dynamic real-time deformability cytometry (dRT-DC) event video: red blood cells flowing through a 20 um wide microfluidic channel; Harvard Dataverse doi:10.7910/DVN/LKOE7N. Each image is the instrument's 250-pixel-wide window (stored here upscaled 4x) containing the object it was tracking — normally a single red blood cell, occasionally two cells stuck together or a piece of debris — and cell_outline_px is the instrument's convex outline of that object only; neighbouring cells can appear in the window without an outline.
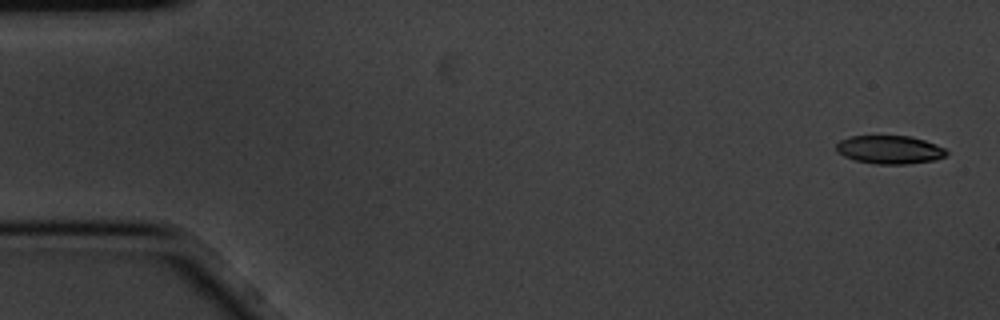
{"species": "common noctule bat (a hibernating species)", "species_latin": "Nyctalus noctula", "temperature_condition": "cold", "stored_images_in_passage": 4, "camera_frame_rate_fps": 3000, "um_per_image_px": 0.085, "animal": {"sex": "male", "body_mass_g": 20.1, "forearm_length_mm": 53.5}, "frame": {"image": 1, "passage_image": 1, "time_ms": 0.0, "image_size_px": [1000, 320], "cell_outline_px": [[948, 152], [944, 156], [936, 160], [908, 164], [876, 164], [856, 160], [844, 156], [836, 152], [836, 144], [840, 140], [848, 136], [908, 136], [924, 140], [936, 144], [944, 148]], "centroid_in_image_um": [75.6, 12.72], "position_along_channel_um": 9.4, "area_um2": 18.21}}
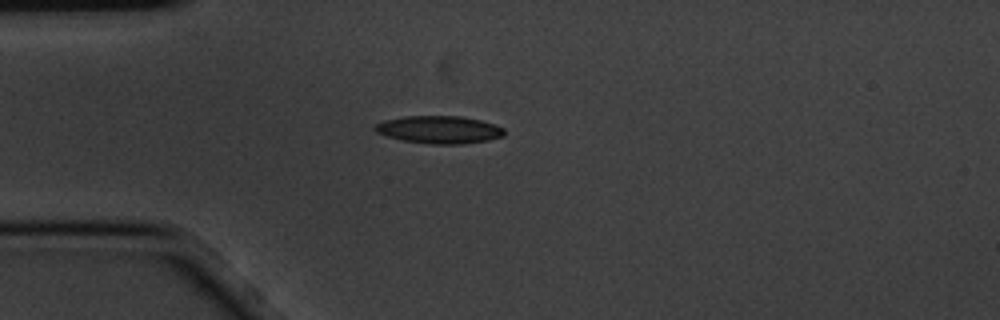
{"frame": {"image": 2, "passage_image": 4, "time_ms": 1.0, "image_size_px": [1000, 320], "cell_outline_px": [[504, 136], [488, 140], [460, 144], [432, 144], [400, 140], [376, 132], [372, 128], [376, 124], [384, 120], [404, 116], [460, 116], [480, 120], [504, 128]], "centroid_in_image_um": [37.3, 11.02], "position_along_channel_um": 47.7, "area_um2": 20.75}}